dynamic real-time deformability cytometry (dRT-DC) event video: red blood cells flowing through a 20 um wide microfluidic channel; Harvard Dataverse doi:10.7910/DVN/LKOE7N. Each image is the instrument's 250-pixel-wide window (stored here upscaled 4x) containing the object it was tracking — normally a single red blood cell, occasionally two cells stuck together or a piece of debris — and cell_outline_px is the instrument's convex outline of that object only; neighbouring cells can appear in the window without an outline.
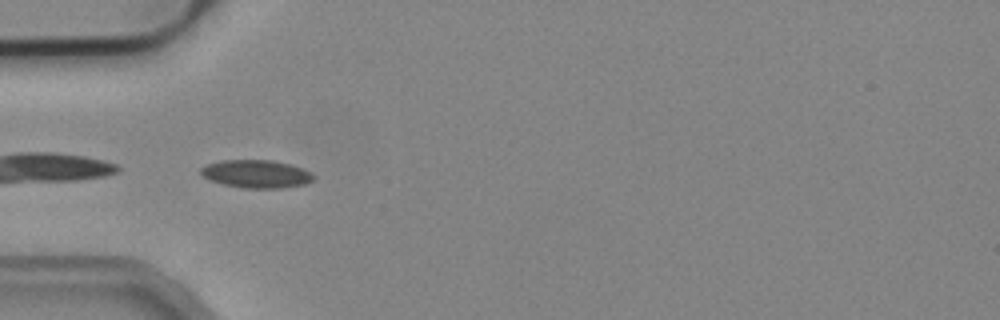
{"species": "common noctule bat (a hibernating species)", "species_latin": "Nyctalus noctula", "temperature_condition": "cold", "stored_images_in_passage": 14, "camera_frame_rate_fps": 3000, "um_per_image_px": 0.085, "animal": {"sex": "male", "body_mass_g": 19.2, "forearm_length_mm": 51.8}, "frame": {"image": 1, "passage_image": 1, "time_ms": 0.0, "image_size_px": [1000, 320], "cell_outline_px": [[312, 180], [304, 184], [280, 188], [244, 188], [224, 184], [212, 180], [204, 176], [200, 172], [200, 168], [208, 164], [220, 160], [272, 160], [292, 164], [312, 172]], "centroid_in_image_um": [21.79, 14.77], "position_along_channel_um": 63.2, "area_um2": 18.21}}